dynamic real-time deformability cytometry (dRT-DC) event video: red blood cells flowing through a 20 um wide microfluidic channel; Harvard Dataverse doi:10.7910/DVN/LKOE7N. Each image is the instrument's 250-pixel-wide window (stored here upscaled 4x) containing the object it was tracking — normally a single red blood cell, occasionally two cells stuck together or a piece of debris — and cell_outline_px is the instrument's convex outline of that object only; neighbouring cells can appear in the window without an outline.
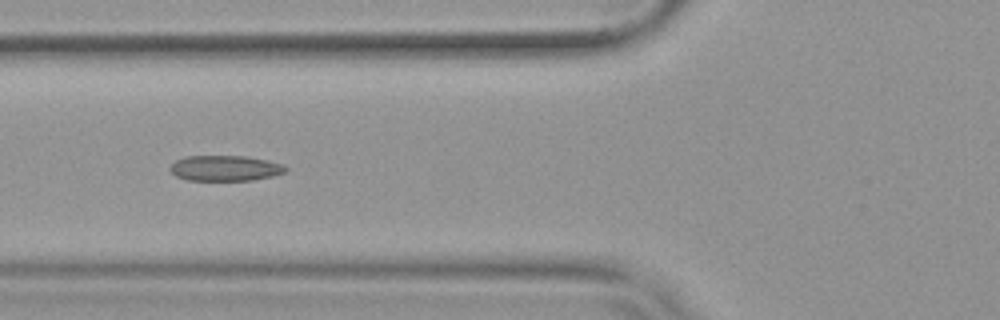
{"species": "common noctule bat (a hibernating species)", "species_latin": "Nyctalus noctula", "temperature_condition": "warm", "stored_images_in_passage": 41, "camera_frame_rate_fps": 3000, "um_per_image_px": 0.085, "animal": {"sex": "female", "body_mass_g": 19.9}, "frame": {"image": 1, "passage_image": 7, "time_ms": 2.0, "image_size_px": [1000, 320], "cell_outline_px": [[288, 172], [272, 176], [252, 180], [188, 180], [176, 176], [168, 168], [176, 160], [184, 156], [248, 156], [268, 160], [284, 164], [288, 168]], "centroid_in_image_um": [19.18, 14.29], "position_along_channel_um": 106.6, "area_um2": 17.34}, "authors_computed_cell_mechanics": {"area_um2": 17.1666, "velocity_mm_per_s": 3.8122, "shape_relaxation_time_tau1_ms": 7.3138, "shape_relaxation_time_tau2_ms": 2.0834, "deformation_change_tau1": 0.1739, "deformation_change_tau2": 0.0995}}